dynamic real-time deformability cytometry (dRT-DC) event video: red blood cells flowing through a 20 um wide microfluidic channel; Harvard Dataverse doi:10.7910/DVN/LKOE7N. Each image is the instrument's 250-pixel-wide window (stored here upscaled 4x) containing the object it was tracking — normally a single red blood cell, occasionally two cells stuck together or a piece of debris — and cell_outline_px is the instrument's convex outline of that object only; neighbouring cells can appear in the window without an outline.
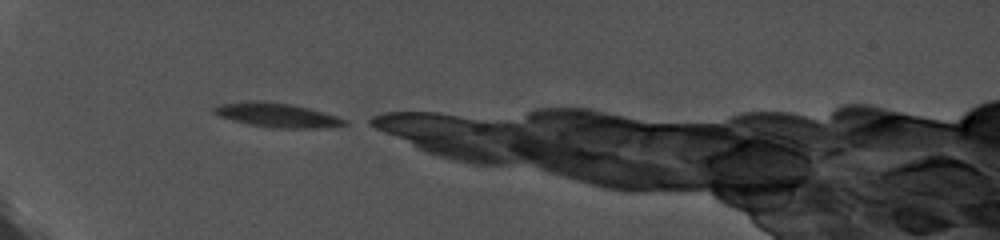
{"species": "common noctule bat (a hibernating species)", "species_latin": "Nyctalus noctula", "temperature_condition": "cold", "stored_images_in_passage": 41, "camera_frame_rate_fps": 5000, "um_per_image_px": 0.085, "animal": {"sex": "female", "body_mass_g": 19.0, "forearm_length_mm": 56.7}, "frame": {"image": 1, "passage_image": 1, "time_ms": 0.0, "image_size_px": [1000, 240], "cell_outline_px": [[348, 124], [328, 128], [272, 128], [248, 124], [216, 116], [212, 112], [212, 108], [220, 104], [248, 100], [264, 100], [292, 104], [324, 112], [348, 120]], "centroid_in_image_um": [23.52, 9.78], "position_along_channel_um": 61.5, "area_um2": 18.84}}
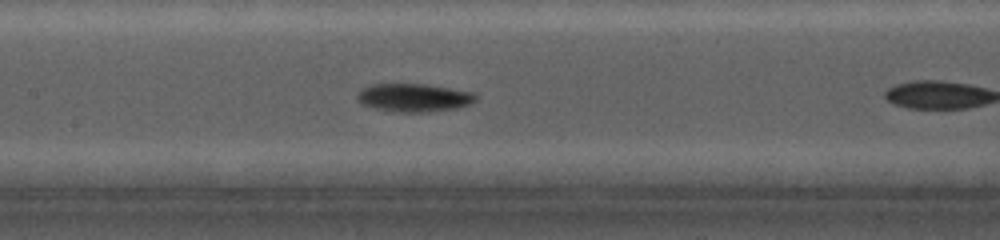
{"frame": {"image": 2, "passage_image": 18, "time_ms": 3.4, "image_size_px": [1000, 240], "cell_outline_px": [[476, 100], [472, 104], [456, 108], [424, 112], [400, 112], [376, 108], [364, 104], [356, 100], [356, 96], [360, 88], [372, 84], [424, 84], [476, 92]], "centroid_in_image_um": [35.19, 8.29], "position_along_channel_um": 172.2, "area_um2": 19.48}}